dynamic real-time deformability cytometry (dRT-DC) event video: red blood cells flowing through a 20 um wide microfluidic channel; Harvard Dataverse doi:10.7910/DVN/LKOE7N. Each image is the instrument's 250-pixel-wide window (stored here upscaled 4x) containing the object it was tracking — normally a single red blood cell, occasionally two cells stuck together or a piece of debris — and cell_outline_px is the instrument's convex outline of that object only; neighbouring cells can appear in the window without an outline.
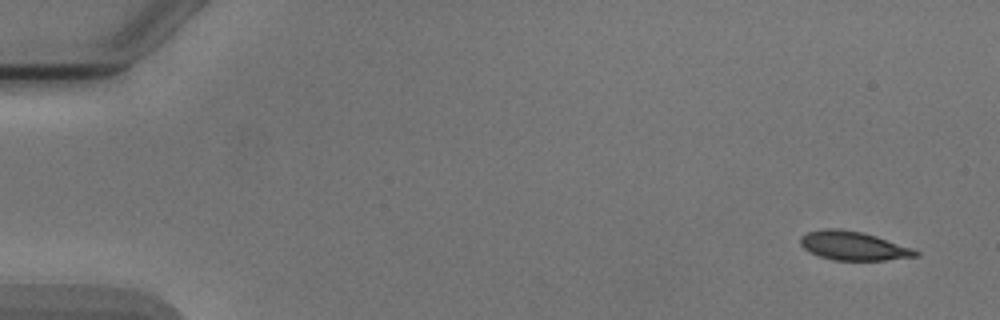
{"species": "Egyptian fruit bat (a non-hibernating species)", "species_latin": "Rousettus aegyptiacus", "temperature_condition": "cold", "stored_images_in_passage": 4, "camera_frame_rate_fps": 3000, "um_per_image_px": 0.085, "animal": {"sex": "male"}, "frame": {"image": 1, "passage_image": 1, "time_ms": 0.0, "image_size_px": [1000, 320], "cell_outline_px": [[920, 256], [884, 260], [832, 260], [820, 256], [804, 248], [800, 244], [800, 236], [808, 232], [828, 228], [840, 228], [860, 232], [876, 236], [912, 248], [920, 252]], "centroid_in_image_um": [72.54, 20.89], "position_along_channel_um": 12.5, "area_um2": 19.19}}
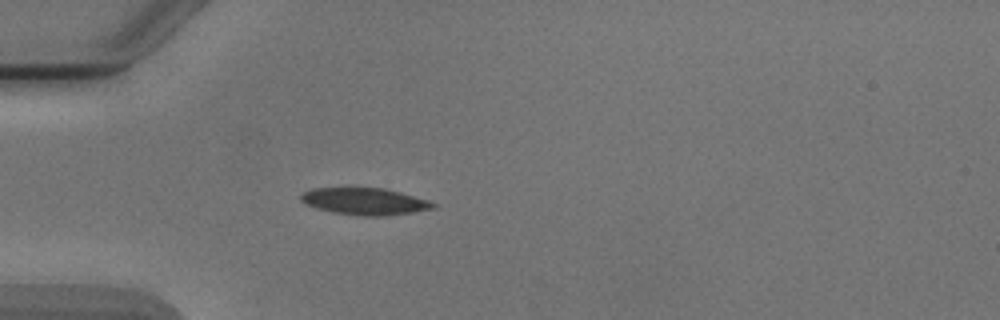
{"frame": {"image": 2, "passage_image": 4, "time_ms": 4.333, "image_size_px": [1000, 320], "cell_outline_px": [[436, 208], [412, 212], [384, 216], [360, 216], [332, 212], [316, 208], [304, 204], [300, 200], [300, 196], [304, 192], [312, 188], [384, 188], [400, 192], [428, 200], [436, 204]], "centroid_in_image_um": [30.98, 17.12], "position_along_channel_um": 54.0, "area_um2": 20.75}}